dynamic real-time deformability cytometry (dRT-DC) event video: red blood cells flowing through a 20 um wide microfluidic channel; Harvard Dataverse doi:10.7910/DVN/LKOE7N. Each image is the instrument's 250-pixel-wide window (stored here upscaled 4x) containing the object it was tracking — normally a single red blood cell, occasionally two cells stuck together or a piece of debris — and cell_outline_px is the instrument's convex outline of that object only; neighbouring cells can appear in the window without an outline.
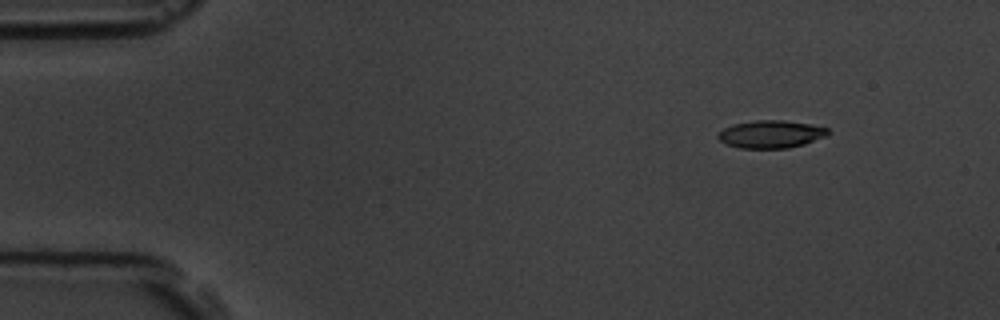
{"species": "common noctule bat (a hibernating species)", "species_latin": "Nyctalus noctula", "temperature_condition": "room temperature", "stored_images_in_passage": 4, "camera_frame_rate_fps": 3000, "um_per_image_px": 0.085, "animal": {"sex": "male", "body_mass_g": 19.5, "forearm_length_mm": 54.6}, "frame": {"image": 1, "passage_image": 1, "time_ms": 0.0, "image_size_px": [1000, 320], "cell_outline_px": [[832, 132], [828, 136], [804, 144], [788, 148], [740, 148], [728, 144], [720, 140], [716, 136], [724, 128], [732, 124], [756, 120], [784, 120], [812, 124], [828, 128]], "centroid_in_image_um": [65.58, 11.4], "position_along_channel_um": 19.4, "area_um2": 17.86}}
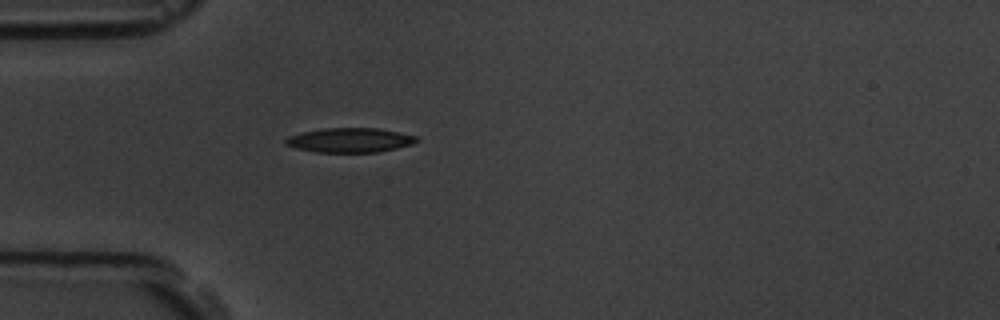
{"frame": {"image": 2, "passage_image": 4, "time_ms": 3.333, "image_size_px": [1000, 320], "cell_outline_px": [[420, 140], [412, 144], [396, 148], [376, 152], [316, 152], [296, 148], [284, 144], [284, 140], [288, 136], [300, 132], [324, 128], [380, 128], [416, 136]], "centroid_in_image_um": [29.71, 11.9], "position_along_channel_um": 55.3, "area_um2": 18.73}}